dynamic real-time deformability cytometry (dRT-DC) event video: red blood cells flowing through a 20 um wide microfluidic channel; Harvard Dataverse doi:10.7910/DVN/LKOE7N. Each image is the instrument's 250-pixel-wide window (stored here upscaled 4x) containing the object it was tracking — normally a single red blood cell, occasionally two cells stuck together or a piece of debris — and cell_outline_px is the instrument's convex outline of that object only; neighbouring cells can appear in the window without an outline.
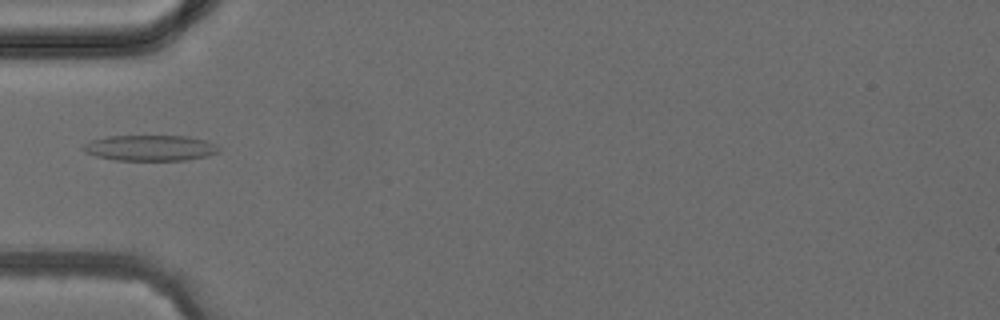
{"species": "common noctule bat (a hibernating species)", "species_latin": "Nyctalus noctula", "temperature_condition": "cold", "stored_images_in_passage": 4, "camera_frame_rate_fps": 3000, "um_per_image_px": 0.085, "animal": {"sex": "female", "body_mass_g": 24.6, "forearm_length_mm": 56.2}, "frame": {"image": 1, "passage_image": 4, "time_ms": 3.667, "image_size_px": [1000, 320], "cell_outline_px": [[220, 152], [208, 156], [184, 160], [116, 160], [96, 156], [84, 152], [80, 148], [84, 144], [92, 140], [108, 136], [188, 136], [204, 140], [216, 144], [220, 148]], "centroid_in_image_um": [12.77, 12.57], "position_along_channel_um": 72.2, "area_um2": 20.4}}